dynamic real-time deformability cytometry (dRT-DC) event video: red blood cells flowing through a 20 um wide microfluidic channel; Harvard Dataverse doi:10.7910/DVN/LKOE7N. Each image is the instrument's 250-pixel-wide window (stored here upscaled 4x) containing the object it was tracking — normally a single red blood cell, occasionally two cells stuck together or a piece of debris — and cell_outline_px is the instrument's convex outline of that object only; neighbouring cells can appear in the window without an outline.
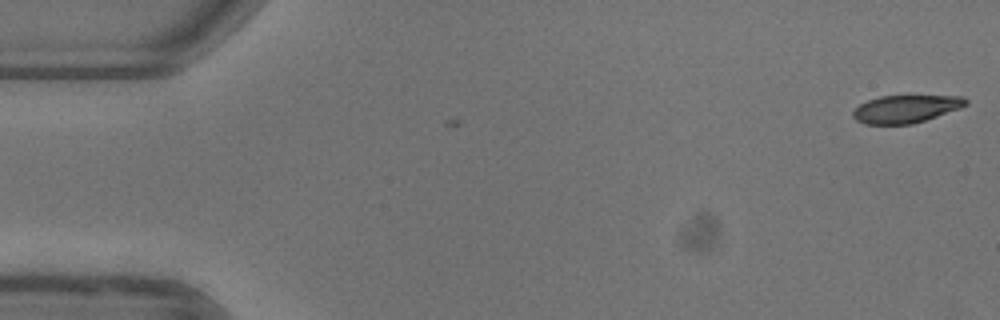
{"species": "common noctule bat (a hibernating species)", "species_latin": "Nyctalus noctula", "temperature_condition": "warm", "stored_images_in_passage": 4, "camera_frame_rate_fps": 3000, "um_per_image_px": 0.085, "animal": {"sex": "female"}, "frame": {"image": 1, "passage_image": 1, "time_ms": 0.0, "image_size_px": [1000, 320], "cell_outline_px": [[968, 104], [960, 108], [912, 124], [864, 124], [856, 120], [852, 116], [852, 112], [860, 104], [868, 100], [880, 96], [964, 96], [968, 100]], "centroid_in_image_um": [76.98, 9.25], "position_along_channel_um": 8.0, "area_um2": 18.09}}